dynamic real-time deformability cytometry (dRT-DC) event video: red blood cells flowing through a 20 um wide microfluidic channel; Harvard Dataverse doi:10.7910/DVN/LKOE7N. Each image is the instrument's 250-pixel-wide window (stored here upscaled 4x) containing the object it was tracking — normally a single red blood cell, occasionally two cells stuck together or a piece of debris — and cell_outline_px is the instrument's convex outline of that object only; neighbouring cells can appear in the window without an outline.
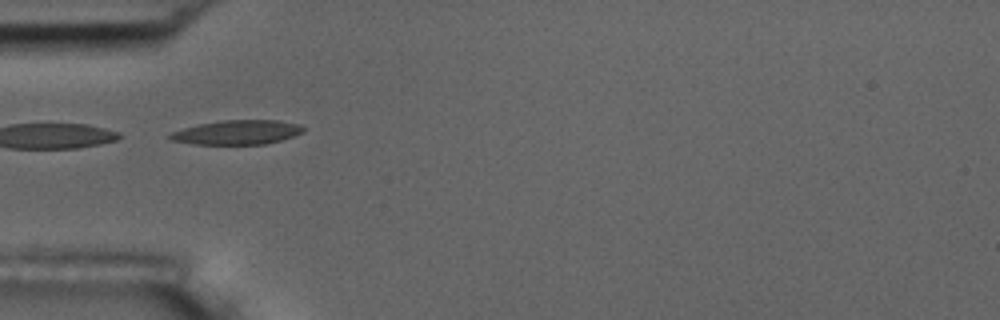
{"species": "common noctule bat (a hibernating species)", "species_latin": "Nyctalus noctula", "temperature_condition": "room temperature", "stored_images_in_passage": 3, "camera_frame_rate_fps": 3000, "um_per_image_px": 0.085, "animal": {"sex": "male", "body_mass_g": 17.5, "forearm_length_mm": 52.3}, "frame": {"image": 1, "passage_image": 1, "time_ms": 0.0, "image_size_px": [1000, 320], "cell_outline_px": [[304, 132], [280, 140], [264, 144], [192, 144], [172, 140], [168, 136], [172, 132], [184, 128], [200, 124], [220, 120], [276, 120], [300, 124], [304, 128]], "centroid_in_image_um": [20.17, 11.24], "position_along_channel_um": 64.8, "area_um2": 18.73}}